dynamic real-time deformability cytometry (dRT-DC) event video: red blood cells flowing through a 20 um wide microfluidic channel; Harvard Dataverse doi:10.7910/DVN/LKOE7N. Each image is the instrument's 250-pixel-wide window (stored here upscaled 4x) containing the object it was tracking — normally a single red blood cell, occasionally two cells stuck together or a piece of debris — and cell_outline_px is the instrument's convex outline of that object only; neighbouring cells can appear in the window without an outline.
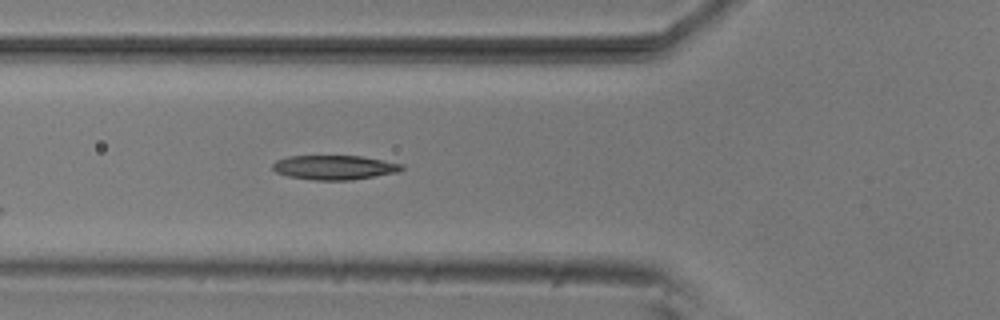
{"species": "common noctule bat (a hibernating species)", "species_latin": "Nyctalus noctula", "temperature_condition": "room temperature", "stored_images_in_passage": 6, "camera_frame_rate_fps": 3000, "um_per_image_px": 0.085, "animal": {"sex": "male", "body_mass_g": 20.5, "forearm_length_mm": 52.5}, "frame": {"image": 1, "passage_image": 6, "time_ms": 1.667, "image_size_px": [1000, 320], "cell_outline_px": [[404, 168], [400, 172], [352, 180], [312, 180], [288, 176], [276, 172], [272, 168], [272, 164], [276, 160], [288, 156], [360, 156], [404, 164]], "centroid_in_image_um": [28.44, 14.23], "position_along_channel_um": 97.4, "area_um2": 18.44}}